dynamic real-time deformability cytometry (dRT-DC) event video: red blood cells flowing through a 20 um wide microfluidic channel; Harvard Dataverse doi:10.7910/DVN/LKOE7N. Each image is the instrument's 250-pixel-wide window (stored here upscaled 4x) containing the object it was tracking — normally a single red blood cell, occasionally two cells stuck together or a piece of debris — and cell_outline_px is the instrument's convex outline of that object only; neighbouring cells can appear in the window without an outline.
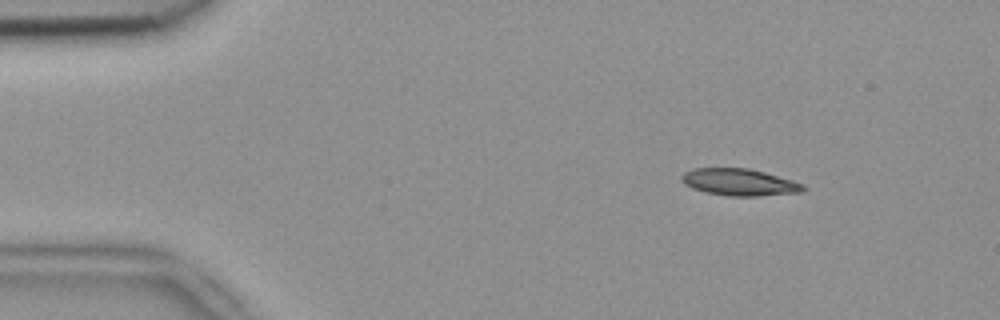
{"species": "common noctule bat (a hibernating species)", "species_latin": "Nyctalus noctula", "temperature_condition": "room temperature", "stored_images_in_passage": 3, "camera_frame_rate_fps": 3000, "um_per_image_px": 0.085, "animal": {"sex": "female", "body_mass_g": 18.4}, "frame": {"image": 1, "passage_image": 1, "time_ms": 0.0, "image_size_px": [1000, 320], "cell_outline_px": [[808, 188], [804, 192], [756, 196], [728, 196], [704, 192], [692, 188], [684, 184], [680, 180], [680, 176], [684, 172], [692, 168], [748, 168], [764, 172], [792, 180], [804, 184]], "centroid_in_image_um": [62.84, 15.49], "position_along_channel_um": 22.2, "area_um2": 19.31}}